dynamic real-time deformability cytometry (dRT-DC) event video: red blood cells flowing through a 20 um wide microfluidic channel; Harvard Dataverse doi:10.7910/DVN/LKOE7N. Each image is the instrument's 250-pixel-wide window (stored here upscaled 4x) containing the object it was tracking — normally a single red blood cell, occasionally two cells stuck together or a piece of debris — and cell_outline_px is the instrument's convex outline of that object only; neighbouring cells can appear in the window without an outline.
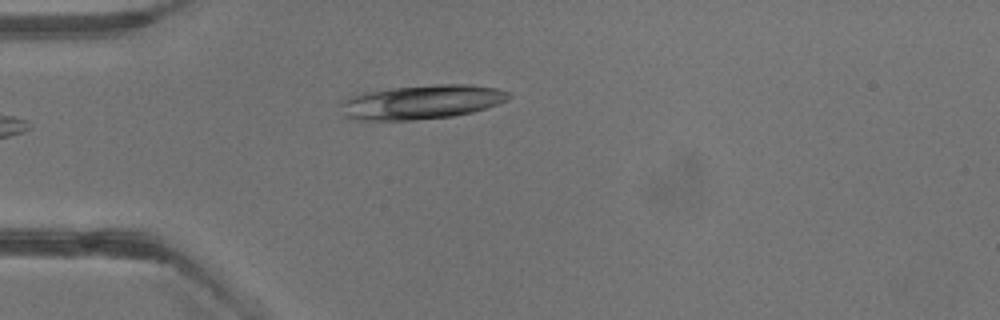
{"species": "common noctule bat (a hibernating species)", "species_latin": "Nyctalus noctula", "temperature_condition": "warm", "stored_images_in_passage": 2, "camera_frame_rate_fps": 3000, "um_per_image_px": 0.085, "animal": {"sex": "male", "body_mass_g": 13.3}, "frame": {"image": 1, "passage_image": 2, "time_ms": 1.333, "image_size_px": [1000, 320], "cell_outline_px": [[512, 96], [496, 104], [472, 112], [452, 116], [412, 120], [356, 120], [344, 116], [340, 104], [340, 100], [348, 96], [364, 92], [392, 88], [436, 84], [472, 84], [496, 88], [508, 92]], "centroid_in_image_um": [35.77, 8.67], "position_along_channel_um": 49.2, "area_um2": 33.47}}